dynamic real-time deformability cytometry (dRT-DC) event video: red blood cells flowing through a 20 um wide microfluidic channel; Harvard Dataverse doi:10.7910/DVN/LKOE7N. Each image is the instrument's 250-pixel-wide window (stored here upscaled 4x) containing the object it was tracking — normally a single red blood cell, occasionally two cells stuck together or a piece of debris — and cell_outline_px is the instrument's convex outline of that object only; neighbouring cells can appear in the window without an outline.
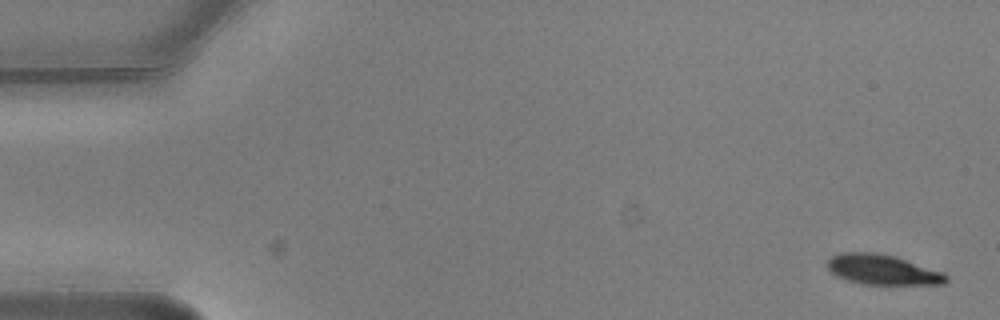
{"species": "common noctule bat (a hibernating species)", "species_latin": "Nyctalus noctula", "temperature_condition": "warm", "stored_images_in_passage": 2, "camera_frame_rate_fps": 3000, "um_per_image_px": 0.085, "animal": {"sex": "male", "body_mass_g": 20.5, "forearm_length_mm": 52.5}, "frame": {"image": 1, "passage_image": 2, "time_ms": 0.333, "image_size_px": [1000, 320], "cell_outline_px": [[948, 280], [944, 284], [860, 284], [836, 276], [828, 268], [828, 260], [832, 256], [840, 252], [876, 252], [896, 256], [944, 272], [948, 276]], "centroid_in_image_um": [75.03, 22.91], "position_along_channel_um": 10.0, "area_um2": 20.92}}